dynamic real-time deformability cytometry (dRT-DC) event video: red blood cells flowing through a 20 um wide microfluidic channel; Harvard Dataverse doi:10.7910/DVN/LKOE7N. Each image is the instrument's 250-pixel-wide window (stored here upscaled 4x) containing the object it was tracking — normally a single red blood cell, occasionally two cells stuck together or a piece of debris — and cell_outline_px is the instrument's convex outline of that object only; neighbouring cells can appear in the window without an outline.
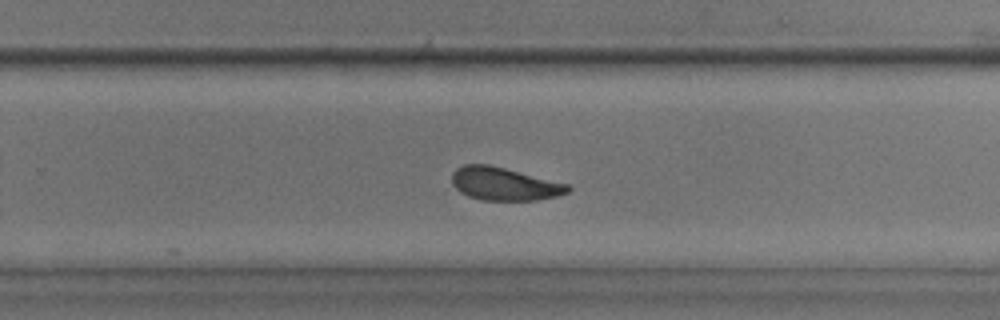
{"species": "common noctule bat (a hibernating species)", "species_latin": "Nyctalus noctula", "temperature_condition": "room temperature", "stored_images_in_passage": 37, "camera_frame_rate_fps": 3000, "um_per_image_px": 0.085, "animal": {"sex": "male", "body_mass_g": 17.9, "forearm_length_mm": 54.2}, "frame": {"image": 1, "passage_image": 19, "time_ms": 6.0, "image_size_px": [1000, 320], "cell_outline_px": [[572, 188], [568, 192], [556, 196], [536, 200], [484, 200], [468, 196], [460, 192], [452, 184], [452, 172], [456, 168], [464, 164], [488, 164], [568, 184]], "centroid_in_image_um": [42.83, 15.63], "position_along_channel_um": 287.0, "area_um2": 22.14}}
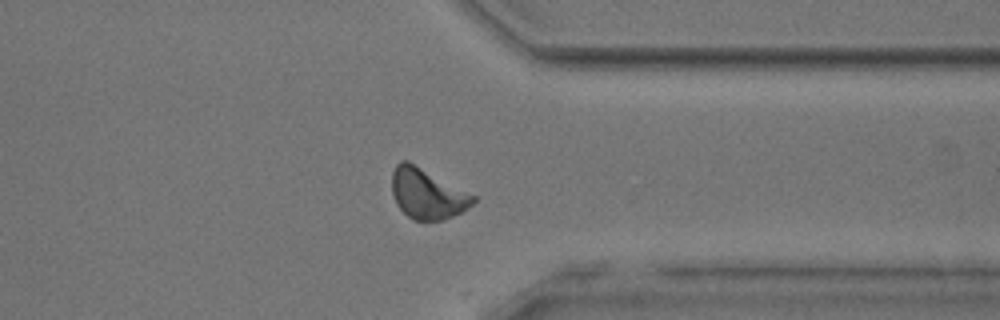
{"frame": {"image": 2, "passage_image": 26, "time_ms": 8.333, "image_size_px": [1000, 320], "cell_outline_px": [[476, 200], [468, 208], [444, 220], [412, 220], [396, 204], [392, 192], [392, 172], [396, 164], [400, 160], [408, 160], [476, 196]], "centroid_in_image_um": [36.3, 16.45], "position_along_channel_um": 375.1, "area_um2": 23.76}}
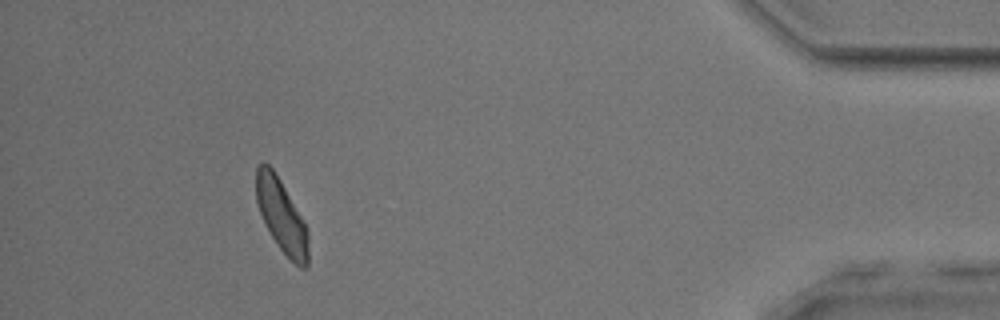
{"frame": {"image": 3, "passage_image": 33, "time_ms": 10.667, "image_size_px": [1000, 320], "cell_outline_px": [[308, 264], [304, 268], [300, 268], [280, 248], [272, 236], [260, 212], [256, 200], [256, 168], [264, 160], [272, 168], [280, 180], [300, 216], [308, 232]], "centroid_in_image_um": [23.91, 18.32], "position_along_channel_um": 411.3, "area_um2": 21.5}, "authors_computed_cell_mechanics": {"area_um2": 22.1374, "velocity_mm_per_s": 3.6588, "shape_relaxation_time_tau1_ms": 0.7046, "shape_relaxation_time_tau2_ms": null, "deformation_change_tau1": 0.0287, "deformation_change_tau2": null}}